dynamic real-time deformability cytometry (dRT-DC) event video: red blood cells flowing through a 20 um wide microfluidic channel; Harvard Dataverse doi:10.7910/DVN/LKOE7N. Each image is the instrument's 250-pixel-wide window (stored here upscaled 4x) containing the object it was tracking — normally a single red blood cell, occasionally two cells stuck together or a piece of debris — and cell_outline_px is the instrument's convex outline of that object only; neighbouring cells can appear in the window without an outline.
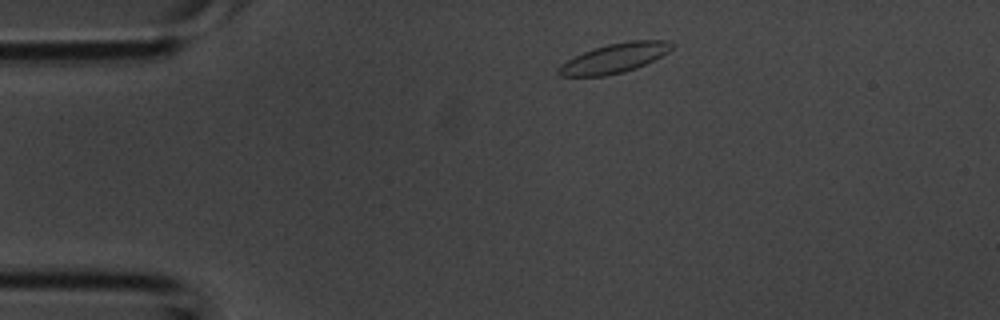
{"species": "common noctule bat (a hibernating species)", "species_latin": "Nyctalus noctula", "temperature_condition": "room temperature", "stored_images_in_passage": 2, "camera_frame_rate_fps": 3000, "um_per_image_px": 0.085, "animal": {"sex": "male", "body_mass_g": 20.1, "forearm_length_mm": 53.5}, "frame": {"image": 1, "passage_image": 2, "time_ms": 0.333, "image_size_px": [1000, 320], "cell_outline_px": [[676, 44], [668, 52], [636, 68], [624, 72], [604, 76], [560, 76], [556, 72], [556, 68], [560, 64], [584, 52], [608, 44], [628, 40], [668, 40]], "centroid_in_image_um": [52.23, 4.94], "position_along_channel_um": 32.8, "area_um2": 19.36}}